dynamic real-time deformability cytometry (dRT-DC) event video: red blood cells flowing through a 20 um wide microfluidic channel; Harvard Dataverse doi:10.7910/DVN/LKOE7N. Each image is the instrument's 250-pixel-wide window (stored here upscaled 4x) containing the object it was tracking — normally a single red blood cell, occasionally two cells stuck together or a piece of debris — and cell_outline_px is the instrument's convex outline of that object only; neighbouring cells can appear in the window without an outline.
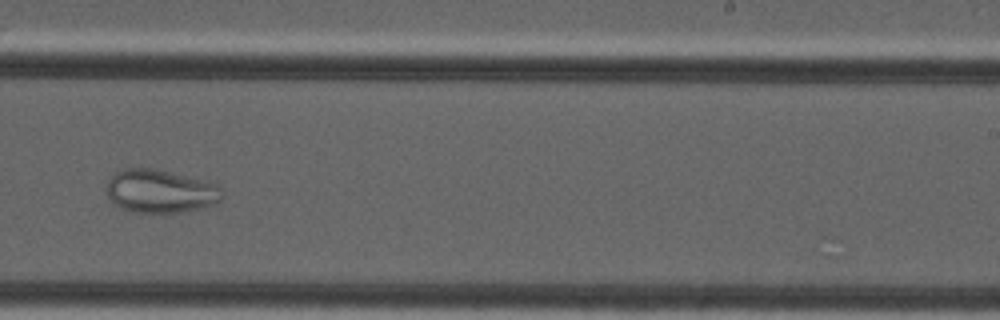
{"species": "common noctule bat (a hibernating species)", "species_latin": "Nyctalus noctula", "temperature_condition": "cold", "stored_images_in_passage": 9, "camera_frame_rate_fps": 3000, "um_per_image_px": 0.085, "animal": {"sex": "male", "forearm_length_mm": 52.5}, "frame": {"image": 1, "passage_image": 9, "time_ms": 10.333, "image_size_px": [1000, 320], "cell_outline_px": [[224, 192], [220, 200], [212, 204], [200, 208], [180, 212], [132, 212], [120, 208], [108, 196], [108, 180], [116, 172], [124, 168], [152, 168], [216, 184]], "centroid_in_image_um": [13.61, 16.26], "position_along_channel_um": 275.4, "area_um2": 28.55}}